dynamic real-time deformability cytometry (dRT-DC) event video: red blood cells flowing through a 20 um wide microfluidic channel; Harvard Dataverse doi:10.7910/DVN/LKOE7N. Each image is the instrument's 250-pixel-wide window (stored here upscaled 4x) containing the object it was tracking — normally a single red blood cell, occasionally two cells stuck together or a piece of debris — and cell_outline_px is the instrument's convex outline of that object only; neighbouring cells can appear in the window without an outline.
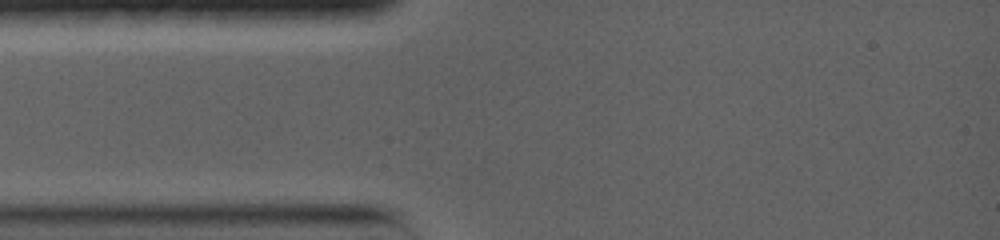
{"species": "common noctule bat (a hibernating species)", "species_latin": "Nyctalus noctula", "temperature_condition": "warm", "stored_images_in_passage": 1, "camera_frame_rate_fps": 5000, "um_per_image_px": 0.085, "animal": {"sex": "female", "body_mass_g": 19.0, "forearm_length_mm": 56.7}, "frame": {"image": 1, "passage_image": 1, "time_ms": 0.0, "image_size_px": [1000, 240], "cell_outline_px": [[916, 220], [900, 220], [840, 192], [880, 164], [908, 200], [912, 208]], "centroid_in_image_um": [74.89, 16.52], "position_along_channel_um": 10.1, "area_um2": 14.39}}